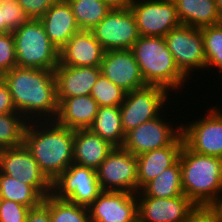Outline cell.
Masks as SVG:
<instances>
[{
  "label": "cell",
  "mask_w": 222,
  "mask_h": 222,
  "mask_svg": "<svg viewBox=\"0 0 222 222\" xmlns=\"http://www.w3.org/2000/svg\"><path fill=\"white\" fill-rule=\"evenodd\" d=\"M27 123L19 112L0 115V149L23 145Z\"/></svg>",
  "instance_id": "f546056e"
},
{
  "label": "cell",
  "mask_w": 222,
  "mask_h": 222,
  "mask_svg": "<svg viewBox=\"0 0 222 222\" xmlns=\"http://www.w3.org/2000/svg\"><path fill=\"white\" fill-rule=\"evenodd\" d=\"M130 50L146 85L160 86L171 93L188 83L176 66L164 37L140 36Z\"/></svg>",
  "instance_id": "277c9868"
},
{
  "label": "cell",
  "mask_w": 222,
  "mask_h": 222,
  "mask_svg": "<svg viewBox=\"0 0 222 222\" xmlns=\"http://www.w3.org/2000/svg\"><path fill=\"white\" fill-rule=\"evenodd\" d=\"M163 117L162 114V116L160 115L153 120L142 123L127 132L122 147L133 155L138 156L170 144H184L181 124L176 128L172 126L173 123L170 124V121L167 122V119L164 120Z\"/></svg>",
  "instance_id": "8fae6325"
},
{
  "label": "cell",
  "mask_w": 222,
  "mask_h": 222,
  "mask_svg": "<svg viewBox=\"0 0 222 222\" xmlns=\"http://www.w3.org/2000/svg\"><path fill=\"white\" fill-rule=\"evenodd\" d=\"M114 147L90 129L74 130L73 163L97 170Z\"/></svg>",
  "instance_id": "44dd1931"
},
{
  "label": "cell",
  "mask_w": 222,
  "mask_h": 222,
  "mask_svg": "<svg viewBox=\"0 0 222 222\" xmlns=\"http://www.w3.org/2000/svg\"><path fill=\"white\" fill-rule=\"evenodd\" d=\"M102 192L97 170L72 163L52 182V195L89 207Z\"/></svg>",
  "instance_id": "52a82bcc"
},
{
  "label": "cell",
  "mask_w": 222,
  "mask_h": 222,
  "mask_svg": "<svg viewBox=\"0 0 222 222\" xmlns=\"http://www.w3.org/2000/svg\"><path fill=\"white\" fill-rule=\"evenodd\" d=\"M89 129L115 147H122L124 144L126 134L122 128L119 107H99L98 113Z\"/></svg>",
  "instance_id": "d4e9b609"
},
{
  "label": "cell",
  "mask_w": 222,
  "mask_h": 222,
  "mask_svg": "<svg viewBox=\"0 0 222 222\" xmlns=\"http://www.w3.org/2000/svg\"><path fill=\"white\" fill-rule=\"evenodd\" d=\"M130 9L140 36L165 37L181 24L172 0H132Z\"/></svg>",
  "instance_id": "5bb4252c"
},
{
  "label": "cell",
  "mask_w": 222,
  "mask_h": 222,
  "mask_svg": "<svg viewBox=\"0 0 222 222\" xmlns=\"http://www.w3.org/2000/svg\"><path fill=\"white\" fill-rule=\"evenodd\" d=\"M168 95H170L168 90L156 85H146L127 92L123 103L119 107L122 128L125 134L142 123L162 115L161 113H164L165 116L167 112L163 109L166 108L164 104L171 99Z\"/></svg>",
  "instance_id": "8992f818"
},
{
  "label": "cell",
  "mask_w": 222,
  "mask_h": 222,
  "mask_svg": "<svg viewBox=\"0 0 222 222\" xmlns=\"http://www.w3.org/2000/svg\"><path fill=\"white\" fill-rule=\"evenodd\" d=\"M178 160L184 195L198 208H211L222 191V159L196 153L183 144Z\"/></svg>",
  "instance_id": "3957f363"
},
{
  "label": "cell",
  "mask_w": 222,
  "mask_h": 222,
  "mask_svg": "<svg viewBox=\"0 0 222 222\" xmlns=\"http://www.w3.org/2000/svg\"><path fill=\"white\" fill-rule=\"evenodd\" d=\"M183 193L182 177L179 160L159 176L147 183L137 197L173 198Z\"/></svg>",
  "instance_id": "484cf974"
},
{
  "label": "cell",
  "mask_w": 222,
  "mask_h": 222,
  "mask_svg": "<svg viewBox=\"0 0 222 222\" xmlns=\"http://www.w3.org/2000/svg\"><path fill=\"white\" fill-rule=\"evenodd\" d=\"M98 109L99 105L91 95L65 98L58 104L55 120L69 129H89Z\"/></svg>",
  "instance_id": "7402d4cb"
},
{
  "label": "cell",
  "mask_w": 222,
  "mask_h": 222,
  "mask_svg": "<svg viewBox=\"0 0 222 222\" xmlns=\"http://www.w3.org/2000/svg\"><path fill=\"white\" fill-rule=\"evenodd\" d=\"M11 32L3 23L1 16V0H0V34Z\"/></svg>",
  "instance_id": "b9f144b4"
},
{
  "label": "cell",
  "mask_w": 222,
  "mask_h": 222,
  "mask_svg": "<svg viewBox=\"0 0 222 222\" xmlns=\"http://www.w3.org/2000/svg\"><path fill=\"white\" fill-rule=\"evenodd\" d=\"M101 74L126 92L146 86L130 49L105 51Z\"/></svg>",
  "instance_id": "e0dca14e"
},
{
  "label": "cell",
  "mask_w": 222,
  "mask_h": 222,
  "mask_svg": "<svg viewBox=\"0 0 222 222\" xmlns=\"http://www.w3.org/2000/svg\"><path fill=\"white\" fill-rule=\"evenodd\" d=\"M49 40L60 50L81 29L66 0L54 3L39 19Z\"/></svg>",
  "instance_id": "ffe728a7"
},
{
  "label": "cell",
  "mask_w": 222,
  "mask_h": 222,
  "mask_svg": "<svg viewBox=\"0 0 222 222\" xmlns=\"http://www.w3.org/2000/svg\"><path fill=\"white\" fill-rule=\"evenodd\" d=\"M105 51L131 49L140 37L130 8H113L90 30Z\"/></svg>",
  "instance_id": "30bf717a"
},
{
  "label": "cell",
  "mask_w": 222,
  "mask_h": 222,
  "mask_svg": "<svg viewBox=\"0 0 222 222\" xmlns=\"http://www.w3.org/2000/svg\"><path fill=\"white\" fill-rule=\"evenodd\" d=\"M59 0H17L30 19H40Z\"/></svg>",
  "instance_id": "d590c367"
},
{
  "label": "cell",
  "mask_w": 222,
  "mask_h": 222,
  "mask_svg": "<svg viewBox=\"0 0 222 222\" xmlns=\"http://www.w3.org/2000/svg\"><path fill=\"white\" fill-rule=\"evenodd\" d=\"M91 222H139L137 196L122 191H102L88 207Z\"/></svg>",
  "instance_id": "2e32d148"
},
{
  "label": "cell",
  "mask_w": 222,
  "mask_h": 222,
  "mask_svg": "<svg viewBox=\"0 0 222 222\" xmlns=\"http://www.w3.org/2000/svg\"><path fill=\"white\" fill-rule=\"evenodd\" d=\"M0 172L32 186L43 198L52 193V182L24 144L0 149Z\"/></svg>",
  "instance_id": "7c38bea8"
},
{
  "label": "cell",
  "mask_w": 222,
  "mask_h": 222,
  "mask_svg": "<svg viewBox=\"0 0 222 222\" xmlns=\"http://www.w3.org/2000/svg\"><path fill=\"white\" fill-rule=\"evenodd\" d=\"M189 222H222V219L211 208H199Z\"/></svg>",
  "instance_id": "f35d334b"
},
{
  "label": "cell",
  "mask_w": 222,
  "mask_h": 222,
  "mask_svg": "<svg viewBox=\"0 0 222 222\" xmlns=\"http://www.w3.org/2000/svg\"><path fill=\"white\" fill-rule=\"evenodd\" d=\"M30 208L7 199L0 201V222H26Z\"/></svg>",
  "instance_id": "e575fe53"
},
{
  "label": "cell",
  "mask_w": 222,
  "mask_h": 222,
  "mask_svg": "<svg viewBox=\"0 0 222 222\" xmlns=\"http://www.w3.org/2000/svg\"><path fill=\"white\" fill-rule=\"evenodd\" d=\"M204 40L206 68H217L222 72V23L201 28ZM211 67V68H210Z\"/></svg>",
  "instance_id": "4dcf8cb0"
},
{
  "label": "cell",
  "mask_w": 222,
  "mask_h": 222,
  "mask_svg": "<svg viewBox=\"0 0 222 222\" xmlns=\"http://www.w3.org/2000/svg\"><path fill=\"white\" fill-rule=\"evenodd\" d=\"M1 78L9 88L17 112L27 121L56 119L54 71L16 66Z\"/></svg>",
  "instance_id": "6da1fadb"
},
{
  "label": "cell",
  "mask_w": 222,
  "mask_h": 222,
  "mask_svg": "<svg viewBox=\"0 0 222 222\" xmlns=\"http://www.w3.org/2000/svg\"><path fill=\"white\" fill-rule=\"evenodd\" d=\"M211 209L222 219V191L218 201L211 207Z\"/></svg>",
  "instance_id": "60d3db41"
},
{
  "label": "cell",
  "mask_w": 222,
  "mask_h": 222,
  "mask_svg": "<svg viewBox=\"0 0 222 222\" xmlns=\"http://www.w3.org/2000/svg\"><path fill=\"white\" fill-rule=\"evenodd\" d=\"M198 209L184 194L173 198L137 197L139 222H189Z\"/></svg>",
  "instance_id": "9a60e30c"
},
{
  "label": "cell",
  "mask_w": 222,
  "mask_h": 222,
  "mask_svg": "<svg viewBox=\"0 0 222 222\" xmlns=\"http://www.w3.org/2000/svg\"><path fill=\"white\" fill-rule=\"evenodd\" d=\"M0 196L1 199L14 201L29 208L39 206L44 199L32 186L23 184L1 172Z\"/></svg>",
  "instance_id": "83f0119b"
},
{
  "label": "cell",
  "mask_w": 222,
  "mask_h": 222,
  "mask_svg": "<svg viewBox=\"0 0 222 222\" xmlns=\"http://www.w3.org/2000/svg\"><path fill=\"white\" fill-rule=\"evenodd\" d=\"M26 222H52L49 209L43 203L37 207L30 208Z\"/></svg>",
  "instance_id": "74e56055"
},
{
  "label": "cell",
  "mask_w": 222,
  "mask_h": 222,
  "mask_svg": "<svg viewBox=\"0 0 222 222\" xmlns=\"http://www.w3.org/2000/svg\"><path fill=\"white\" fill-rule=\"evenodd\" d=\"M181 24L203 28L222 23L216 0H172Z\"/></svg>",
  "instance_id": "cb8c5ba5"
},
{
  "label": "cell",
  "mask_w": 222,
  "mask_h": 222,
  "mask_svg": "<svg viewBox=\"0 0 222 222\" xmlns=\"http://www.w3.org/2000/svg\"><path fill=\"white\" fill-rule=\"evenodd\" d=\"M217 10L222 20V0H216Z\"/></svg>",
  "instance_id": "7bdbcfd3"
},
{
  "label": "cell",
  "mask_w": 222,
  "mask_h": 222,
  "mask_svg": "<svg viewBox=\"0 0 222 222\" xmlns=\"http://www.w3.org/2000/svg\"><path fill=\"white\" fill-rule=\"evenodd\" d=\"M126 93L121 87L116 86L101 74L93 85L90 95L96 100L99 107H120L125 99Z\"/></svg>",
  "instance_id": "1f68e13d"
},
{
  "label": "cell",
  "mask_w": 222,
  "mask_h": 222,
  "mask_svg": "<svg viewBox=\"0 0 222 222\" xmlns=\"http://www.w3.org/2000/svg\"><path fill=\"white\" fill-rule=\"evenodd\" d=\"M102 191L138 193V161L123 147H114L97 169Z\"/></svg>",
  "instance_id": "9c48e42d"
},
{
  "label": "cell",
  "mask_w": 222,
  "mask_h": 222,
  "mask_svg": "<svg viewBox=\"0 0 222 222\" xmlns=\"http://www.w3.org/2000/svg\"><path fill=\"white\" fill-rule=\"evenodd\" d=\"M113 8H130L132 0H101Z\"/></svg>",
  "instance_id": "ab89813d"
},
{
  "label": "cell",
  "mask_w": 222,
  "mask_h": 222,
  "mask_svg": "<svg viewBox=\"0 0 222 222\" xmlns=\"http://www.w3.org/2000/svg\"><path fill=\"white\" fill-rule=\"evenodd\" d=\"M23 144L51 182L73 163L74 130L56 120L28 121Z\"/></svg>",
  "instance_id": "7a4b0ae2"
},
{
  "label": "cell",
  "mask_w": 222,
  "mask_h": 222,
  "mask_svg": "<svg viewBox=\"0 0 222 222\" xmlns=\"http://www.w3.org/2000/svg\"><path fill=\"white\" fill-rule=\"evenodd\" d=\"M48 209L52 222H91L88 208L67 200L47 195L42 202Z\"/></svg>",
  "instance_id": "f1b7e54d"
},
{
  "label": "cell",
  "mask_w": 222,
  "mask_h": 222,
  "mask_svg": "<svg viewBox=\"0 0 222 222\" xmlns=\"http://www.w3.org/2000/svg\"><path fill=\"white\" fill-rule=\"evenodd\" d=\"M16 112L17 110L13 104L9 88L0 77V115Z\"/></svg>",
  "instance_id": "8d00e7d4"
},
{
  "label": "cell",
  "mask_w": 222,
  "mask_h": 222,
  "mask_svg": "<svg viewBox=\"0 0 222 222\" xmlns=\"http://www.w3.org/2000/svg\"><path fill=\"white\" fill-rule=\"evenodd\" d=\"M1 16L4 25L11 32L30 19L17 0H1Z\"/></svg>",
  "instance_id": "d6a6232c"
},
{
  "label": "cell",
  "mask_w": 222,
  "mask_h": 222,
  "mask_svg": "<svg viewBox=\"0 0 222 222\" xmlns=\"http://www.w3.org/2000/svg\"><path fill=\"white\" fill-rule=\"evenodd\" d=\"M164 38L176 66L187 79L193 75V69L207 70L201 29L180 24Z\"/></svg>",
  "instance_id": "ba28073f"
},
{
  "label": "cell",
  "mask_w": 222,
  "mask_h": 222,
  "mask_svg": "<svg viewBox=\"0 0 222 222\" xmlns=\"http://www.w3.org/2000/svg\"><path fill=\"white\" fill-rule=\"evenodd\" d=\"M17 66L54 71L59 64V50L49 40L39 19H29L12 31Z\"/></svg>",
  "instance_id": "5b68a950"
},
{
  "label": "cell",
  "mask_w": 222,
  "mask_h": 222,
  "mask_svg": "<svg viewBox=\"0 0 222 222\" xmlns=\"http://www.w3.org/2000/svg\"><path fill=\"white\" fill-rule=\"evenodd\" d=\"M81 30H91L105 18L111 7L101 0H66Z\"/></svg>",
  "instance_id": "4316f807"
},
{
  "label": "cell",
  "mask_w": 222,
  "mask_h": 222,
  "mask_svg": "<svg viewBox=\"0 0 222 222\" xmlns=\"http://www.w3.org/2000/svg\"><path fill=\"white\" fill-rule=\"evenodd\" d=\"M104 52L90 30H80L59 50V63L74 67H100Z\"/></svg>",
  "instance_id": "ac0fdd59"
},
{
  "label": "cell",
  "mask_w": 222,
  "mask_h": 222,
  "mask_svg": "<svg viewBox=\"0 0 222 222\" xmlns=\"http://www.w3.org/2000/svg\"><path fill=\"white\" fill-rule=\"evenodd\" d=\"M17 66L15 40L12 32L0 34V77Z\"/></svg>",
  "instance_id": "836d02e7"
},
{
  "label": "cell",
  "mask_w": 222,
  "mask_h": 222,
  "mask_svg": "<svg viewBox=\"0 0 222 222\" xmlns=\"http://www.w3.org/2000/svg\"><path fill=\"white\" fill-rule=\"evenodd\" d=\"M181 128L183 142L189 149L222 159V110L213 106L205 118L181 124Z\"/></svg>",
  "instance_id": "4fadbf2b"
},
{
  "label": "cell",
  "mask_w": 222,
  "mask_h": 222,
  "mask_svg": "<svg viewBox=\"0 0 222 222\" xmlns=\"http://www.w3.org/2000/svg\"><path fill=\"white\" fill-rule=\"evenodd\" d=\"M58 104L65 98L90 95L101 75L100 67H74L61 65L54 70Z\"/></svg>",
  "instance_id": "d6986e66"
},
{
  "label": "cell",
  "mask_w": 222,
  "mask_h": 222,
  "mask_svg": "<svg viewBox=\"0 0 222 222\" xmlns=\"http://www.w3.org/2000/svg\"><path fill=\"white\" fill-rule=\"evenodd\" d=\"M182 147L183 144H170L136 156L138 161V192L178 161Z\"/></svg>",
  "instance_id": "603a6c76"
}]
</instances>
